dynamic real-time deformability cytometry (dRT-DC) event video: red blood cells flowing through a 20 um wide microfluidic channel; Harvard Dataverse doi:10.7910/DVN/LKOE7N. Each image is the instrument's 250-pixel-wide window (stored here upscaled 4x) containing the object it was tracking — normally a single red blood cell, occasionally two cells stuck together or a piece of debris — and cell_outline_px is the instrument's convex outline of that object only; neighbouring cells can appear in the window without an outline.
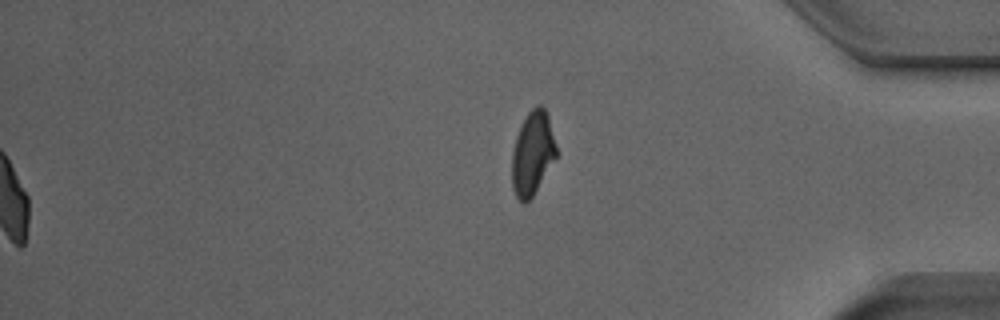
{"species": "Egyptian fruit bat (a non-hibernating species)", "species_latin": "Rousettus aegyptiacus", "temperature_condition": "room temperature", "stored_images_in_passage": 48, "segment_of_instrument_passage": [2, 2], "camera_frame_rate_fps": 3000, "um_per_image_px": 0.085, "animal": {"sex": "male"}, "frame": {"image": 1, "passage_image": 48, "time_ms": 15.667, "image_size_px": [1000, 320], "cell_outline_px": [[556, 156], [532, 196], [524, 204], [516, 196], [512, 188], [512, 152], [516, 136], [528, 112], [536, 104], [540, 104], [544, 108], [548, 116], [556, 144]], "centroid_in_image_um": [45.25, 13.01], "position_along_channel_um": 390.0, "area_um2": 21.21}}